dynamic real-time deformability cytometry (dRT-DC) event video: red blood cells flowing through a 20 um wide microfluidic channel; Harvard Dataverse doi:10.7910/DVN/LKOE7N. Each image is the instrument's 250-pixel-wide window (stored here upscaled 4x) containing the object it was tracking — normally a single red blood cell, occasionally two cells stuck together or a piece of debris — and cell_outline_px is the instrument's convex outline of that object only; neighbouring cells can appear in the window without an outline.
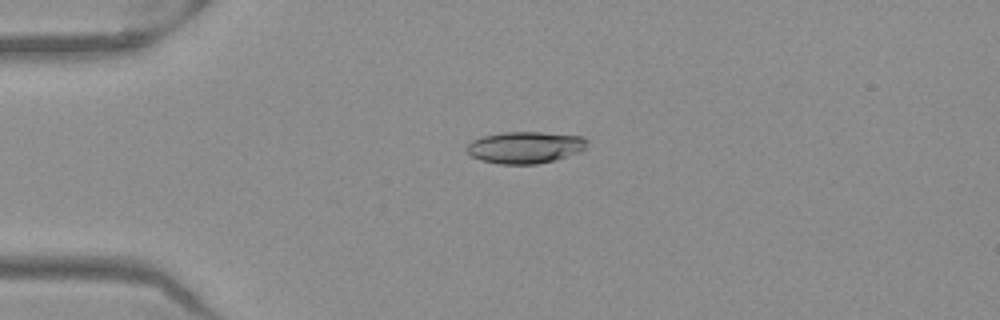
{"species": "Egyptian fruit bat (a non-hibernating species)", "species_latin": "Rousettus aegyptiacus", "temperature_condition": "warm", "stored_images_in_passage": 20, "camera_frame_rate_fps": 3000, "um_per_image_px": 0.085, "frame": {"image": 1, "passage_image": 13, "time_ms": 4.0, "image_size_px": [1000, 320], "cell_outline_px": [[588, 140], [584, 148], [580, 152], [552, 160], [536, 164], [500, 164], [480, 160], [472, 156], [464, 148], [472, 140], [484, 136], [504, 132], [540, 132], [584, 136]], "centroid_in_image_um": [44.62, 12.52], "position_along_channel_um": 40.4, "area_um2": 22.2}}
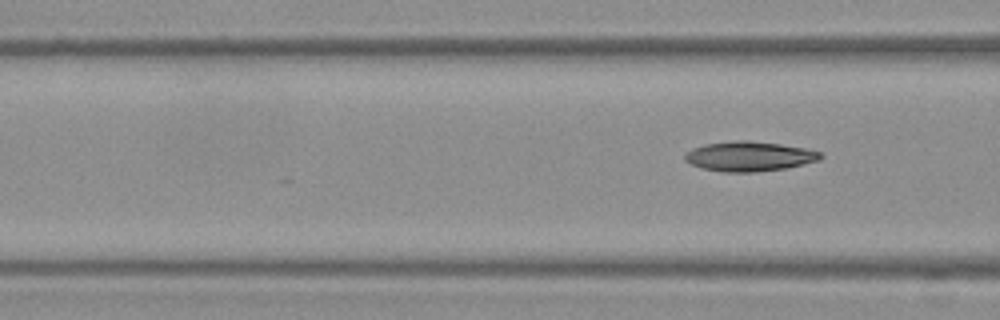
{"frame": {"image": 2, "passage_image": 20, "time_ms": 6.333, "image_size_px": [1000, 320], "cell_outline_px": [[824, 156], [820, 160], [804, 164], [784, 168], [756, 172], [720, 172], [700, 168], [684, 160], [684, 152], [692, 148], [704, 144], [736, 140], [748, 140], [780, 144], [804, 148], [820, 152]], "centroid_in_image_um": [63.64, 13.29], "position_along_channel_um": 103.0, "area_um2": 23.7}}